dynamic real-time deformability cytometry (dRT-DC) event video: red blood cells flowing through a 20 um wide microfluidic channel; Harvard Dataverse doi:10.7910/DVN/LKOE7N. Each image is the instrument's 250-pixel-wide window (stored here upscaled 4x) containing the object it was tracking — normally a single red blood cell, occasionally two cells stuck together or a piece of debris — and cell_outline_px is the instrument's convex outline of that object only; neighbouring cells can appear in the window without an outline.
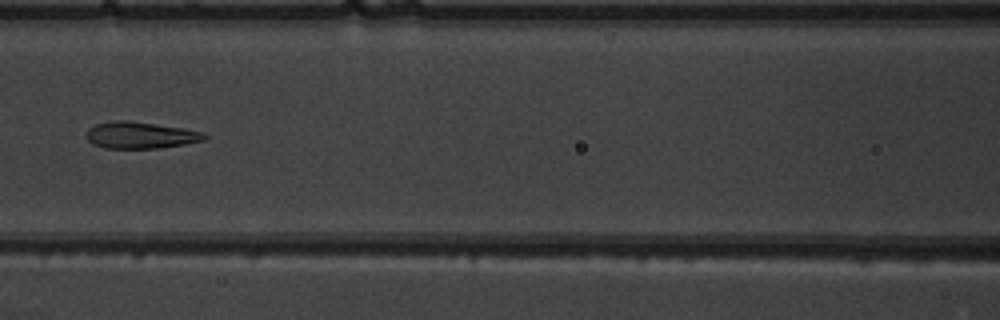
{"species": "common noctule bat (a hibernating species)", "species_latin": "Nyctalus noctula", "temperature_condition": "warm", "stored_images_in_passage": 6, "camera_frame_rate_fps": 3000, "um_per_image_px": 0.085, "animal": {"sex": "male", "body_mass_g": 19.5, "forearm_length_mm": 54.6}, "frame": {"image": 1, "passage_image": 6, "time_ms": 5.667, "image_size_px": [1000, 320], "cell_outline_px": [[208, 136], [204, 140], [184, 144], [156, 148], [104, 148], [92, 144], [84, 136], [88, 128], [96, 124], [112, 120], [128, 120], [184, 128], [204, 132]], "centroid_in_image_um": [11.9, 11.48], "position_along_channel_um": 154.7, "area_um2": 18.5}}